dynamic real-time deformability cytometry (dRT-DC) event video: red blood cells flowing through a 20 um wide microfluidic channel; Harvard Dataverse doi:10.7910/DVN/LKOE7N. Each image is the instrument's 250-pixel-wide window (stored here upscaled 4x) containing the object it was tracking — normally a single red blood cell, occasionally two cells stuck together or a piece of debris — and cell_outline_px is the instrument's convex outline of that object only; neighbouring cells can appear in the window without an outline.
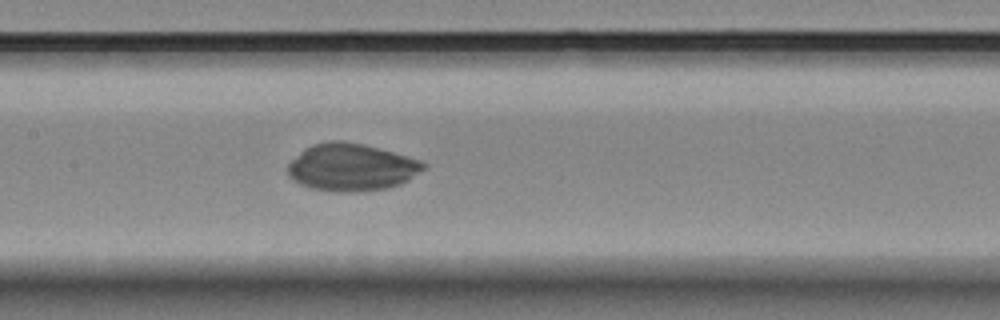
{"species": "Egyptian fruit bat (a non-hibernating species)", "species_latin": "Rousettus aegyptiacus", "temperature_condition": "room temperature", "stored_images_in_passage": 45, "camera_frame_rate_fps": 3000, "um_per_image_px": 0.085, "animal": {"sex": "female"}, "frame": {"image": 1, "passage_image": 22, "time_ms": 7.0, "image_size_px": [1000, 320], "cell_outline_px": [[428, 164], [424, 168], [408, 180], [400, 184], [388, 188], [364, 192], [340, 192], [312, 188], [300, 184], [288, 176], [288, 164], [304, 148], [312, 144], [332, 140], [340, 140], [360, 144], [408, 156], [420, 160]], "centroid_in_image_um": [29.86, 14.23], "position_along_channel_um": 177.5, "area_um2": 37.28}}
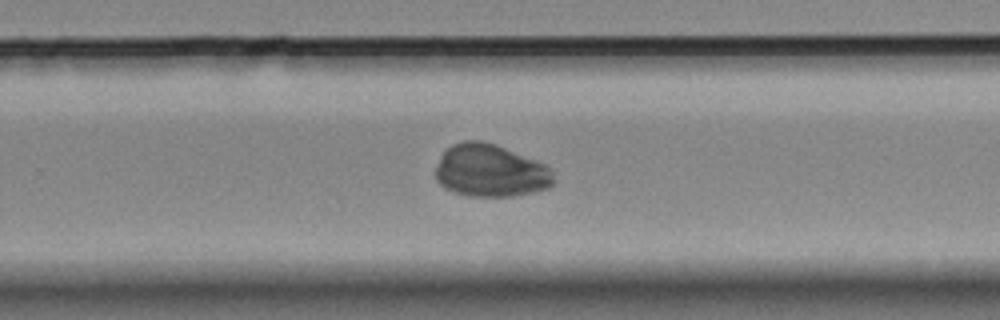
{"frame": {"image": 2, "passage_image": 31, "time_ms": 10.0, "image_size_px": [1000, 320], "cell_outline_px": [[552, 184], [548, 188], [532, 192], [512, 196], [468, 196], [452, 192], [444, 188], [436, 180], [436, 168], [440, 156], [452, 144], [464, 140], [484, 140], [496, 144], [544, 164], [552, 168]], "centroid_in_image_um": [41.65, 14.51], "position_along_channel_um": 288.2, "area_um2": 36.18}}
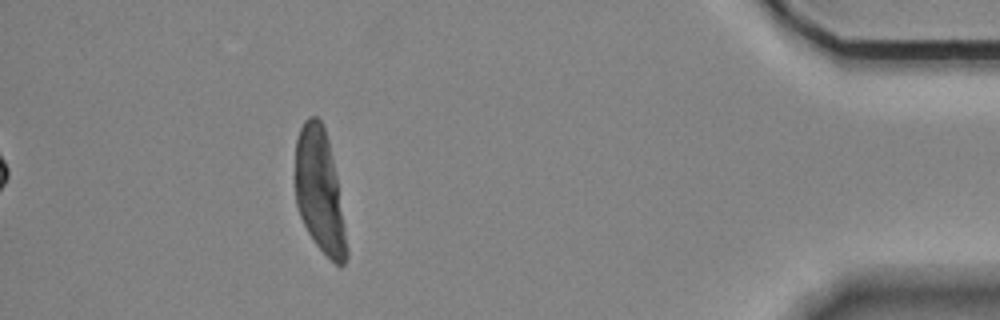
{"frame": {"image": 3, "passage_image": 45, "time_ms": 14.667, "image_size_px": [1000, 320], "cell_outline_px": [[348, 256], [344, 264], [340, 268], [316, 244], [308, 232], [300, 216], [296, 204], [296, 140], [300, 128], [304, 120], [308, 116], [316, 116], [320, 120], [324, 128], [328, 140], [336, 176], [348, 248]], "centroid_in_image_um": [27.16, 16.26], "position_along_channel_um": 408.0, "area_um2": 36.41}}